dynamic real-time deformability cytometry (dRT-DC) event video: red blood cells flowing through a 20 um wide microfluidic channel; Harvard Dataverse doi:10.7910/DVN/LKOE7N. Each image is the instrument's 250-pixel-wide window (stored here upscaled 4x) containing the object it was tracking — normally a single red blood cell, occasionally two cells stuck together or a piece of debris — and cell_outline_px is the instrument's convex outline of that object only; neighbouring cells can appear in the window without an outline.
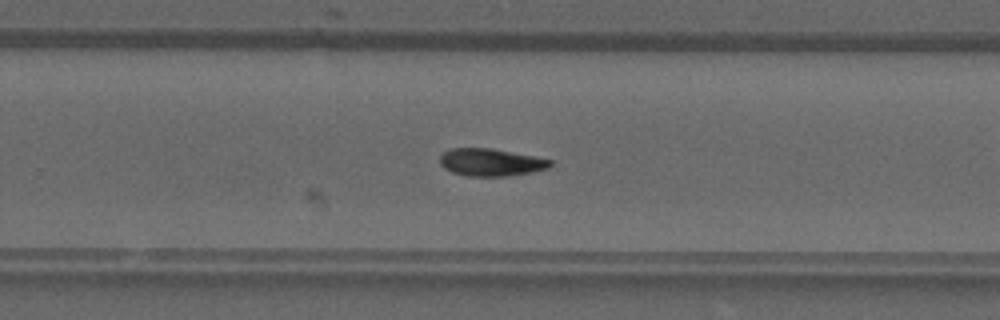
{"species": "common noctule bat (a hibernating species)", "species_latin": "Nyctalus noctula", "temperature_condition": "warm", "stored_images_in_passage": 34, "camera_frame_rate_fps": 3000, "um_per_image_px": 0.085, "animal": {"sex": "male", "forearm_length_mm": 52.5}, "frame": {"image": 1, "passage_image": 20, "time_ms": 6.333, "image_size_px": [1000, 320], "cell_outline_px": [[552, 164], [548, 168], [532, 172], [508, 176], [468, 176], [452, 172], [444, 168], [440, 164], [440, 156], [448, 148], [492, 148], [552, 160]], "centroid_in_image_um": [41.7, 13.79], "position_along_channel_um": 288.1, "area_um2": 17.63}}
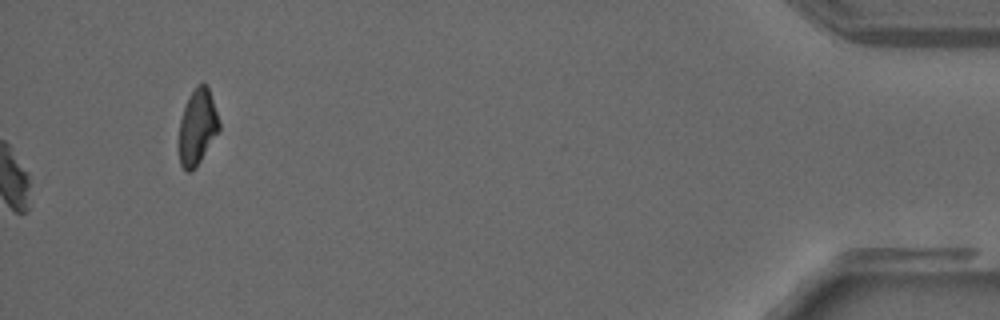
{"frame": {"image": 2, "passage_image": 34, "time_ms": 11.0, "image_size_px": [1000, 320], "cell_outline_px": [[220, 128], [200, 160], [192, 172], [188, 172], [180, 164], [180, 120], [188, 96], [196, 84], [204, 84], [208, 88], [220, 124]], "centroid_in_image_um": [16.77, 10.78], "position_along_channel_um": 418.4, "area_um2": 17.11}}